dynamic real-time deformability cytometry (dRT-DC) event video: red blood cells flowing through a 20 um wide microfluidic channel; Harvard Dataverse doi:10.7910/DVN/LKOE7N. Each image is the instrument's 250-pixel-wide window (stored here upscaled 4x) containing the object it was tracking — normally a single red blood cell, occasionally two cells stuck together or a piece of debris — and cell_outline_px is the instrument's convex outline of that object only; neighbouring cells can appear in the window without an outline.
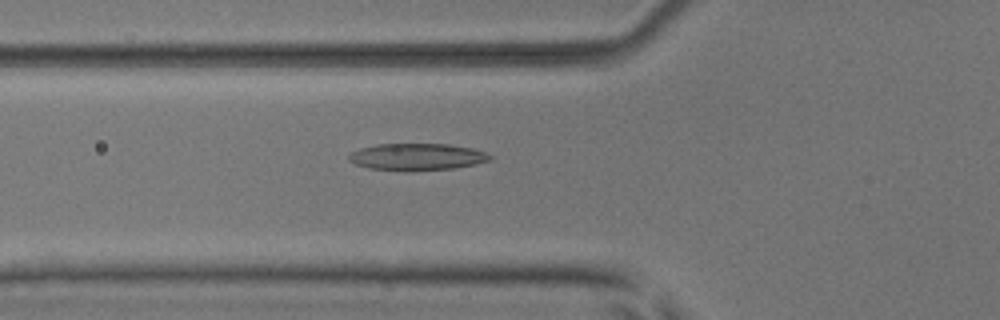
{"species": "common noctule bat (a hibernating species)", "species_latin": "Nyctalus noctula", "temperature_condition": "room temperature", "stored_images_in_passage": 48, "camera_frame_rate_fps": 3000, "um_per_image_px": 0.085, "animal": {"sex": "male", "body_mass_g": 17.9, "forearm_length_mm": 54.2}, "frame": {"image": 1, "passage_image": 15, "time_ms": 4.667, "image_size_px": [1000, 320], "cell_outline_px": [[492, 160], [476, 164], [452, 168], [412, 172], [408, 172], [368, 168], [356, 164], [348, 160], [348, 156], [352, 152], [360, 148], [376, 144], [448, 144], [472, 148], [484, 152], [492, 156]], "centroid_in_image_um": [35.43, 13.34], "position_along_channel_um": 90.4, "area_um2": 22.37}}
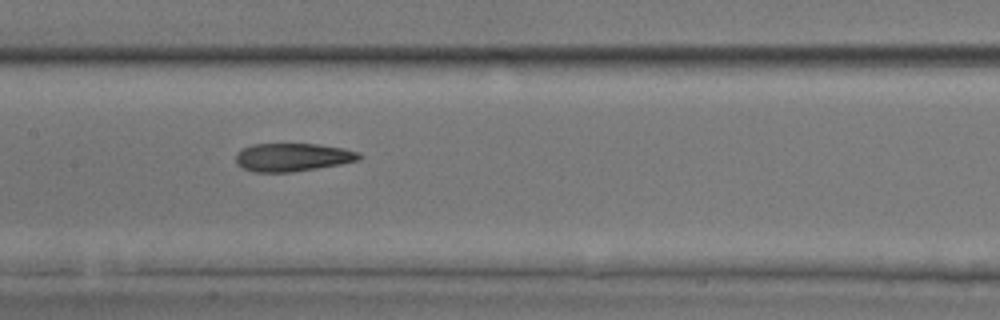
{"frame": {"image": 2, "passage_image": 22, "time_ms": 7.0, "image_size_px": [1000, 320], "cell_outline_px": [[364, 156], [360, 160], [340, 164], [292, 172], [252, 172], [236, 164], [236, 152], [240, 148], [252, 144], [320, 144], [344, 148], [360, 152]], "centroid_in_image_um": [24.87, 13.36], "position_along_channel_um": 182.5, "area_um2": 20.52}}
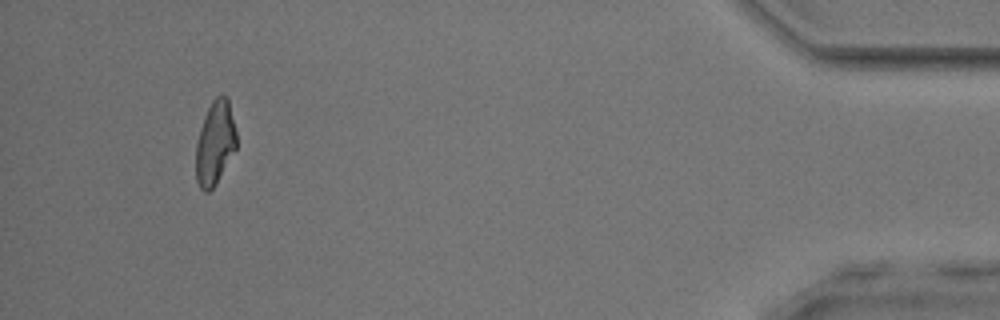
{"frame": {"image": 3, "passage_image": 45, "time_ms": 14.667, "image_size_px": [1000, 320], "cell_outline_px": [[236, 148], [216, 184], [208, 192], [204, 192], [200, 188], [196, 180], [196, 144], [200, 128], [204, 116], [212, 100], [216, 96], [224, 96], [228, 100], [236, 132]], "centroid_in_image_um": [18.26, 12.18], "position_along_channel_um": 416.9, "area_um2": 19.59}, "authors_computed_cell_mechanics": {"area_um2": 20.8947, "velocity_mm_per_s": 3.9471, "shape_relaxation_time_tau1_ms": null, "shape_relaxation_time_tau2_ms": 3.3423, "deformation_change_tau1": null, "deformation_change_tau2": 0.1238}}